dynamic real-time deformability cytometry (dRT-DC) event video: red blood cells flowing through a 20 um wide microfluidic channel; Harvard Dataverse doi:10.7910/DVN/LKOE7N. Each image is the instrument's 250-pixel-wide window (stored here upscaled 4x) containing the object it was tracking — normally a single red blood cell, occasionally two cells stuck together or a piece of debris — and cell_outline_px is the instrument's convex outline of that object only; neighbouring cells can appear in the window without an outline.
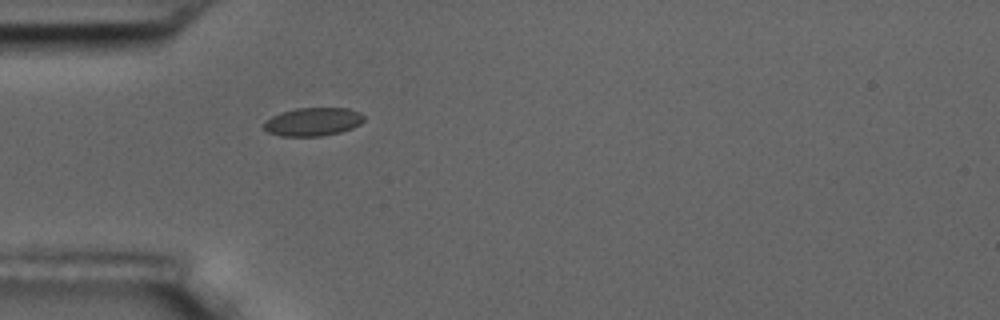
{"species": "common noctule bat (a hibernating species)", "species_latin": "Nyctalus noctula", "temperature_condition": "room temperature", "stored_images_in_passage": 1, "camera_frame_rate_fps": 3000, "um_per_image_px": 0.085, "animal": {"sex": "male", "body_mass_g": 17.5, "forearm_length_mm": 52.3}, "frame": {"image": 1, "passage_image": 1, "time_ms": 0.0, "image_size_px": [1000, 320], "cell_outline_px": [[364, 120], [360, 124], [352, 128], [340, 132], [320, 136], [280, 136], [268, 132], [264, 128], [264, 124], [272, 116], [280, 112], [296, 108], [348, 108], [360, 112], [364, 116]], "centroid_in_image_um": [26.62, 10.34], "position_along_channel_um": 58.4, "area_um2": 16.47}}